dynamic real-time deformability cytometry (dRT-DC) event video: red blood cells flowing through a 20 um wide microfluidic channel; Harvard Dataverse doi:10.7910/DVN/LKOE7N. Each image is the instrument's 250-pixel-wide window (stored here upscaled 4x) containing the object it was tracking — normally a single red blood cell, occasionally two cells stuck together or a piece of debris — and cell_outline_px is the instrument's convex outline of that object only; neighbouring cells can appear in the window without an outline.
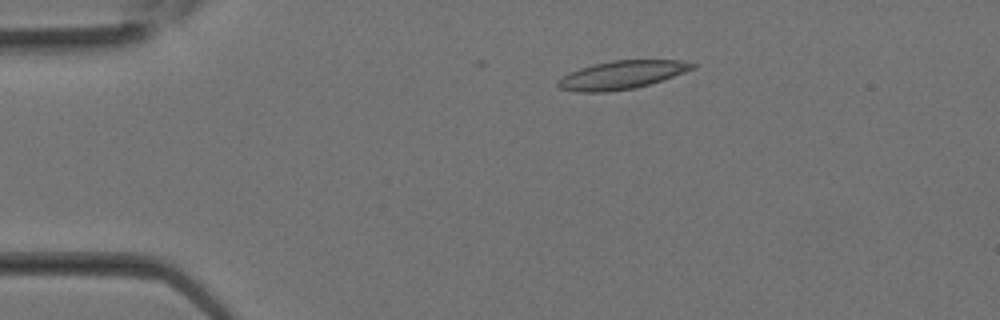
{"species": "Egyptian fruit bat (a non-hibernating species)", "species_latin": "Rousettus aegyptiacus", "temperature_condition": "room temperature", "stored_images_in_passage": 28, "camera_frame_rate_fps": 3000, "um_per_image_px": 0.085, "animal": {"sex": "female"}, "frame": {"image": 1, "passage_image": 3, "time_ms": 0.667, "image_size_px": [1000, 320], "cell_outline_px": [[696, 68], [636, 88], [608, 92], [576, 92], [560, 88], [556, 84], [556, 80], [568, 72], [580, 68], [612, 60], [680, 60], [696, 64]], "centroid_in_image_um": [52.79, 6.37], "position_along_channel_um": 32.2, "area_um2": 22.08}}
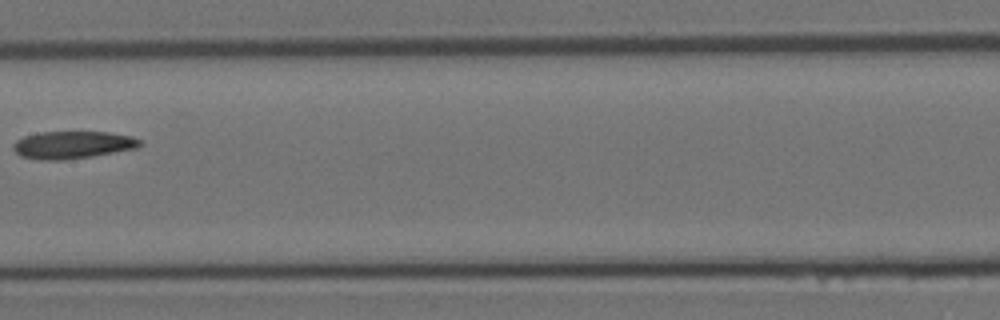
{"frame": {"image": 2, "passage_image": 13, "time_ms": 4.0, "image_size_px": [1000, 320], "cell_outline_px": [[140, 144], [136, 148], [92, 156], [64, 160], [40, 160], [20, 156], [12, 148], [12, 144], [16, 140], [24, 136], [40, 132], [108, 132], [132, 136], [140, 140]], "centroid_in_image_um": [6.12, 12.31], "position_along_channel_um": 201.3, "area_um2": 20.23}}
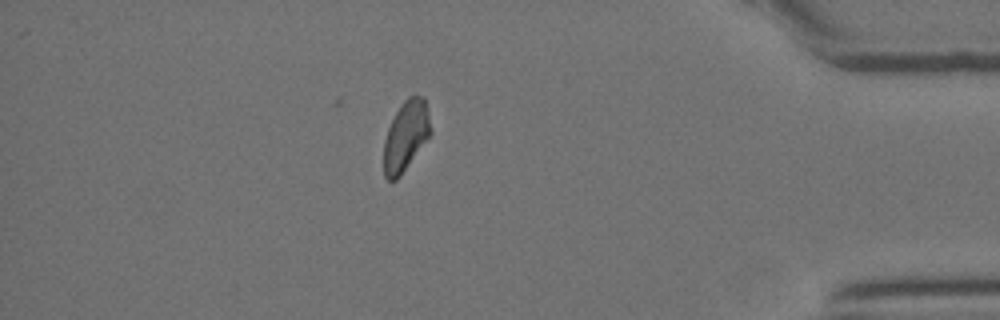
{"frame": {"image": 3, "passage_image": 24, "time_ms": 7.667, "image_size_px": [1000, 320], "cell_outline_px": [[432, 132], [400, 176], [396, 180], [388, 180], [384, 176], [384, 140], [388, 128], [400, 104], [408, 96], [424, 96], [428, 112]], "centroid_in_image_um": [34.49, 11.54], "position_along_channel_um": 400.7, "area_um2": 18.96}}